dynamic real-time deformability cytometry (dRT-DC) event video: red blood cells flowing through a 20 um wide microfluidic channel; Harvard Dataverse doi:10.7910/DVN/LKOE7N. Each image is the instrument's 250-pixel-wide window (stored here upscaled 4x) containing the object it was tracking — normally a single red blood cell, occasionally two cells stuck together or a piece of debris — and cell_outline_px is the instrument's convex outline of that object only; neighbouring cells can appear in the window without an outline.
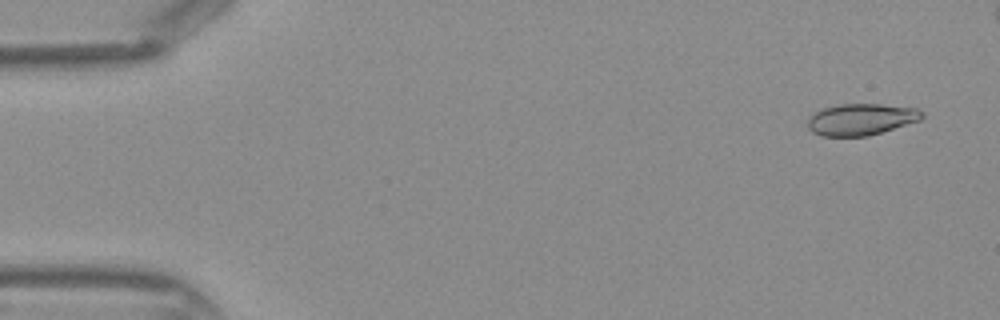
{"species": "Egyptian fruit bat (a non-hibernating species)", "species_latin": "Rousettus aegyptiacus", "temperature_condition": "warm", "stored_images_in_passage": 41, "camera_frame_rate_fps": 3000, "um_per_image_px": 0.085, "frame": {"image": 1, "passage_image": 3, "time_ms": 0.667, "image_size_px": [1000, 320], "cell_outline_px": [[924, 116], [920, 120], [868, 136], [820, 136], [812, 132], [808, 128], [808, 120], [816, 112], [824, 108], [840, 104], [880, 104], [916, 108], [924, 112]], "centroid_in_image_um": [73.2, 10.15], "position_along_channel_um": 11.8, "area_um2": 20.87}}
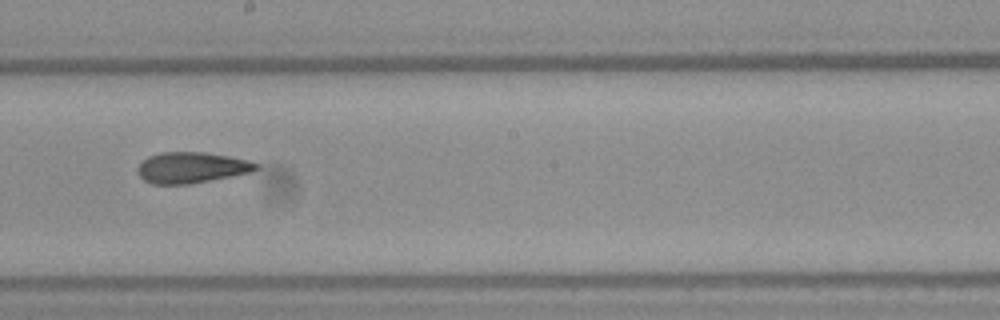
{"frame": {"image": 2, "passage_image": 25, "time_ms": 8.0, "image_size_px": [1000, 320], "cell_outline_px": [[260, 168], [252, 172], [188, 184], [152, 184], [144, 180], [140, 176], [140, 164], [148, 156], [160, 152], [204, 152], [228, 156], [248, 160], [260, 164]], "centroid_in_image_um": [16.33, 14.24], "position_along_channel_um": 231.9, "area_um2": 21.15}}
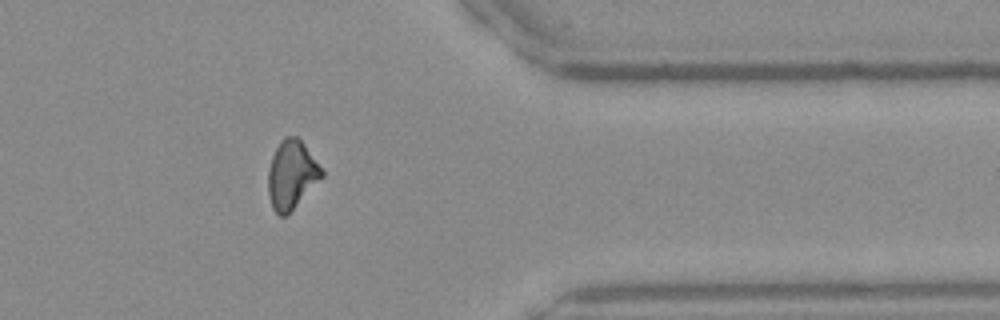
{"frame": {"image": 3, "passage_image": 36, "time_ms": 11.667, "image_size_px": [1000, 320], "cell_outline_px": [[324, 176], [284, 216], [280, 216], [272, 208], [268, 192], [268, 168], [272, 156], [280, 140], [284, 136], [296, 136], [304, 144], [324, 168]], "centroid_in_image_um": [24.79, 14.8], "position_along_channel_um": 386.6, "area_um2": 21.27}}